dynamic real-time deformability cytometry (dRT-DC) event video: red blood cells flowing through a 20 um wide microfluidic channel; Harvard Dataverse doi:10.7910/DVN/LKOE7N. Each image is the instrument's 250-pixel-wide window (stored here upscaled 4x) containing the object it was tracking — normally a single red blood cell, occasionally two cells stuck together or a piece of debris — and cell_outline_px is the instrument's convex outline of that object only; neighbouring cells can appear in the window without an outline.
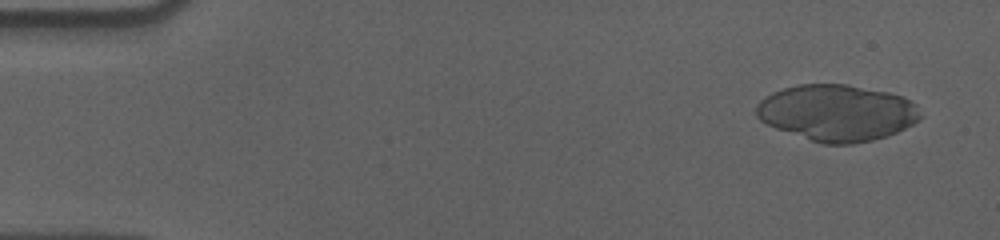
{"species": "human", "species_latin": "Homo sapiens", "temperature_condition": "cold", "stored_images_in_passage": 56, "camera_frame_rate_fps": 3000, "um_per_image_px": 0.085, "donor": {"sex": "male"}, "frame": {"image": 1, "passage_image": 4, "time_ms": 1.0, "image_size_px": [1000, 240], "cell_outline_px": [[920, 120], [896, 132], [872, 140], [852, 144], [824, 144], [776, 128], [760, 120], [756, 116], [756, 104], [760, 100], [772, 92], [796, 84], [848, 84], [888, 92], [912, 100], [916, 104], [920, 116]], "centroid_in_image_um": [71.13, 9.57], "position_along_channel_um": 13.9, "area_um2": 53.7}}
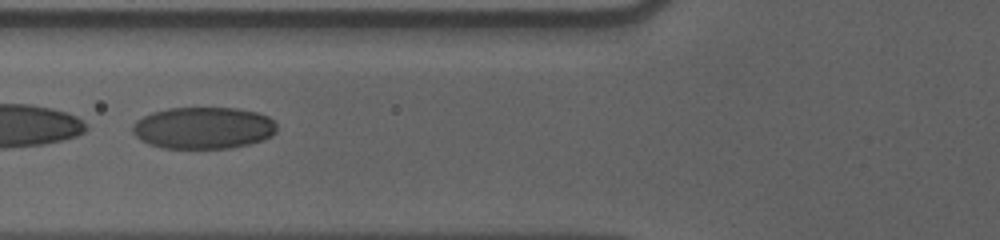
{"frame": {"image": 2, "passage_image": 23, "time_ms": 7.333, "image_size_px": [1000, 240], "cell_outline_px": [[276, 132], [272, 136], [248, 144], [228, 148], [160, 148], [148, 144], [140, 140], [132, 132], [132, 124], [136, 120], [152, 112], [168, 108], [236, 108], [256, 112], [268, 116], [276, 124]], "centroid_in_image_um": [17.25, 10.87], "position_along_channel_um": 108.6, "area_um2": 35.26}}
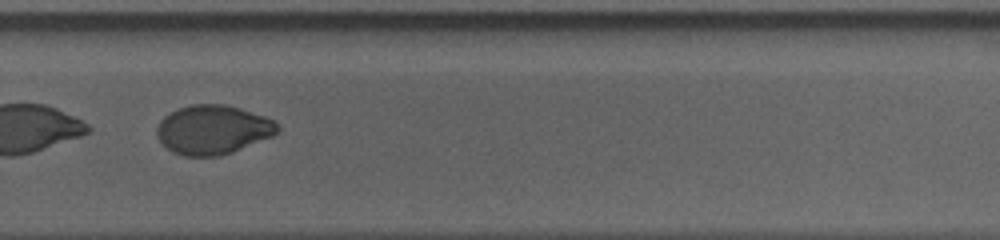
{"frame": {"image": 3, "passage_image": 40, "time_ms": 13.0, "image_size_px": [1000, 240], "cell_outline_px": [[280, 128], [272, 136], [232, 152], [220, 156], [184, 156], [172, 152], [156, 136], [156, 128], [160, 120], [164, 116], [180, 108], [192, 104], [224, 104], [240, 108], [276, 120]], "centroid_in_image_um": [18.1, 11.02], "position_along_channel_um": 311.7, "area_um2": 34.51}}